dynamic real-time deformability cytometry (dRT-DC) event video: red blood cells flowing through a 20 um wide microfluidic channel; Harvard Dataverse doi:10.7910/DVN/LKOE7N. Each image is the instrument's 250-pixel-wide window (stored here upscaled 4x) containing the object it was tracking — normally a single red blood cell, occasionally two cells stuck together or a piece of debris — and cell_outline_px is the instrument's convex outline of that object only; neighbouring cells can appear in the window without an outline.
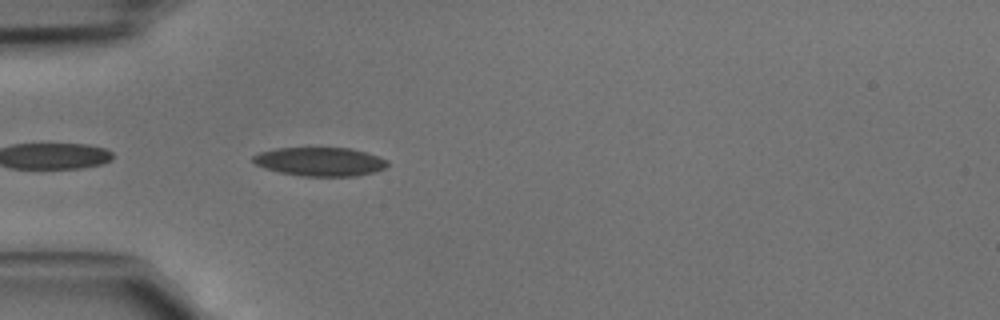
{"species": "common noctule bat (a hibernating species)", "species_latin": "Nyctalus noctula", "temperature_condition": "cold", "stored_images_in_passage": 18, "camera_frame_rate_fps": 3000, "um_per_image_px": 0.085, "animal": {"sex": "male", "body_mass_g": 15.6}, "frame": {"image": 1, "passage_image": 11, "time_ms": 3.333, "image_size_px": [1000, 320], "cell_outline_px": [[388, 164], [384, 168], [372, 172], [356, 176], [304, 176], [280, 172], [264, 168], [256, 164], [252, 160], [252, 156], [260, 152], [276, 148], [352, 148], [380, 156], [388, 160]], "centroid_in_image_um": [27.21, 13.73], "position_along_channel_um": 57.8, "area_um2": 22.48}}